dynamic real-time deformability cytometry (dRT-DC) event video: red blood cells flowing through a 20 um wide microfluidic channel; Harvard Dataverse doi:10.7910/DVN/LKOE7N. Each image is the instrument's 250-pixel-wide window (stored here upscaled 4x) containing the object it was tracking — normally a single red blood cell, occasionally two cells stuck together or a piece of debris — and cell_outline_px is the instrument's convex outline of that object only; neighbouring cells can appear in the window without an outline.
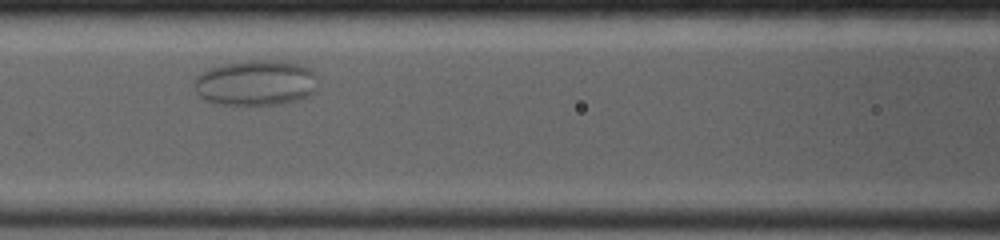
{"species": "common noctule bat (a hibernating species)", "species_latin": "Nyctalus noctula", "temperature_condition": "room temperature", "stored_images_in_passage": 35, "camera_frame_rate_fps": 4000, "um_per_image_px": 0.085, "animal": {"sex": "female", "body_mass_g": 19.0, "forearm_length_mm": 53.3}, "frame": {"image": 1, "passage_image": 11, "time_ms": 2.75, "image_size_px": [1000, 240], "cell_outline_px": [[316, 76], [312, 92], [308, 96], [296, 100], [276, 104], [216, 104], [200, 96], [196, 92], [196, 76], [200, 72], [208, 68], [224, 64], [252, 60], [264, 60], [300, 64], [316, 72]], "centroid_in_image_um": [21.71, 7.03], "position_along_channel_um": 144.9, "area_um2": 32.19}}
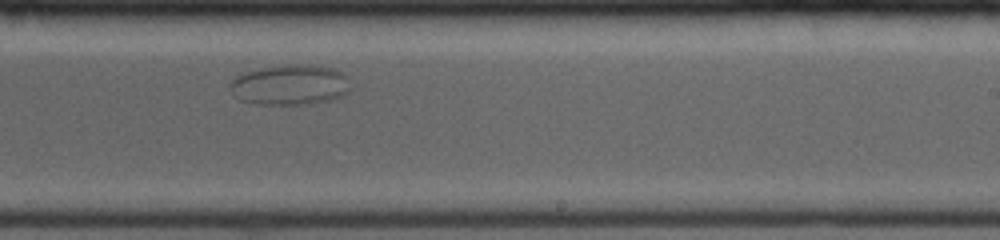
{"frame": {"image": 2, "passage_image": 23, "time_ms": 6.25, "image_size_px": [1000, 240], "cell_outline_px": [[348, 92], [340, 96], [328, 100], [312, 104], [256, 104], [240, 100], [236, 96], [228, 84], [236, 76], [244, 72], [260, 68], [288, 64], [308, 64], [332, 68], [340, 72], [344, 76], [348, 88]], "centroid_in_image_um": [24.59, 7.21], "position_along_channel_um": 264.4, "area_um2": 28.03}}
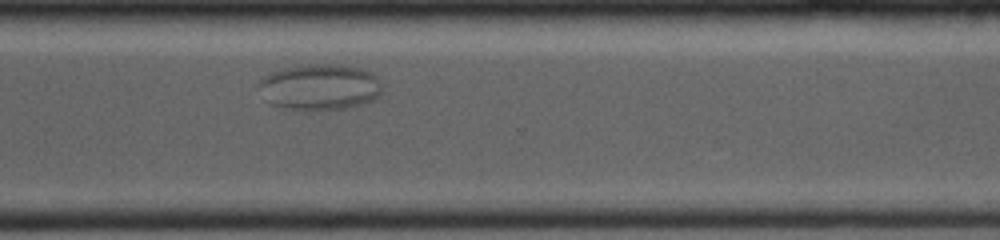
{"frame": {"image": 3, "passage_image": 29, "time_ms": 8.5, "image_size_px": [1000, 240], "cell_outline_px": [[380, 92], [372, 100], [360, 104], [344, 108], [292, 108], [272, 104], [268, 100], [256, 84], [264, 76], [272, 72], [284, 68], [316, 64], [336, 64], [360, 68], [372, 72], [376, 76], [380, 84]], "centroid_in_image_um": [27.18, 7.36], "position_along_channel_um": 343.4, "area_um2": 32.02}}